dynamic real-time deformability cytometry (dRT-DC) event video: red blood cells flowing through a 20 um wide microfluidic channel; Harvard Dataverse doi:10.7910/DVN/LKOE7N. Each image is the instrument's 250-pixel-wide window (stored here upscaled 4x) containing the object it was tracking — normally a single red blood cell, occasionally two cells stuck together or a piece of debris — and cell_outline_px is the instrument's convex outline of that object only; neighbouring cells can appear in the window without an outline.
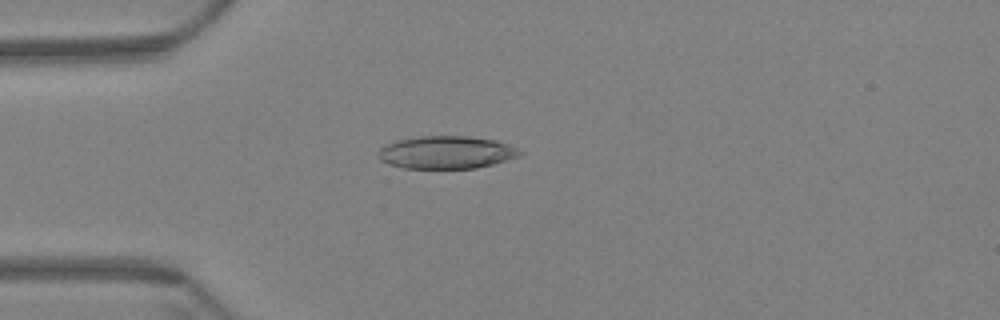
{"species": "Egyptian fruit bat (a non-hibernating species)", "species_latin": "Rousettus aegyptiacus", "temperature_condition": "warm", "stored_images_in_passage": 60, "camera_frame_rate_fps": 3000, "um_per_image_px": 0.085, "animal": {"sex": "female"}, "frame": {"image": 1, "passage_image": 17, "time_ms": 5.333, "image_size_px": [1000, 320], "cell_outline_px": [[524, 152], [520, 156], [492, 164], [476, 168], [404, 168], [388, 164], [380, 160], [380, 148], [388, 144], [400, 140], [420, 136], [464, 136], [496, 140], [516, 148]], "centroid_in_image_um": [37.97, 12.96], "position_along_channel_um": 47.0, "area_um2": 26.65}}
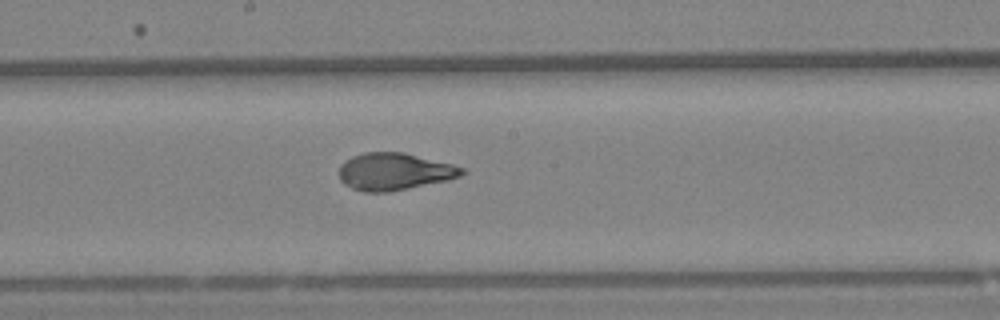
{"frame": {"image": 2, "passage_image": 33, "time_ms": 10.667, "image_size_px": [1000, 320], "cell_outline_px": [[468, 172], [460, 176], [448, 180], [388, 192], [364, 192], [352, 188], [344, 184], [340, 180], [340, 164], [344, 160], [352, 156], [364, 152], [404, 152], [452, 164], [464, 168]], "centroid_in_image_um": [33.52, 14.58], "position_along_channel_um": 214.7, "area_um2": 26.7}}
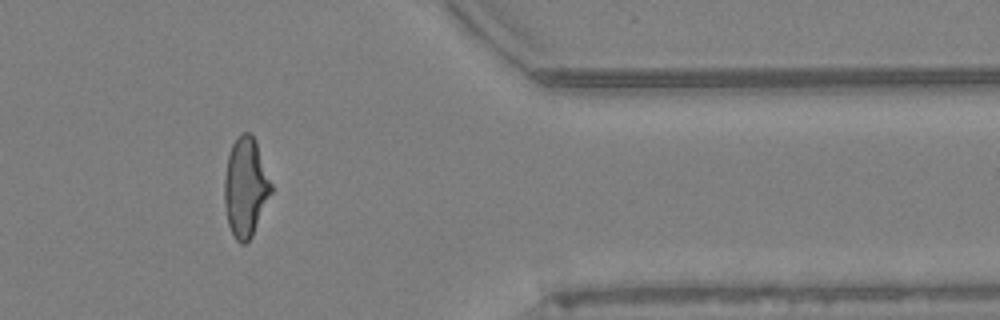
{"frame": {"image": 3, "passage_image": 50, "time_ms": 16.333, "image_size_px": [1000, 320], "cell_outline_px": [[272, 192], [252, 236], [244, 244], [240, 244], [236, 240], [228, 224], [224, 204], [224, 176], [228, 156], [232, 144], [244, 132], [252, 132], [256, 140], [272, 184]], "centroid_in_image_um": [20.87, 15.91], "position_along_channel_um": 390.5, "area_um2": 27.05}, "authors_computed_cell_mechanics": {"area_um2": 27.0504, "velocity_mm_per_s": 3.4514, "shape_relaxation_time_tau1_ms": 6.2482, "shape_relaxation_time_tau2_ms": 1.0761, "deformation_change_tau1": 0.2049, "deformation_change_tau2": 0.0697}}